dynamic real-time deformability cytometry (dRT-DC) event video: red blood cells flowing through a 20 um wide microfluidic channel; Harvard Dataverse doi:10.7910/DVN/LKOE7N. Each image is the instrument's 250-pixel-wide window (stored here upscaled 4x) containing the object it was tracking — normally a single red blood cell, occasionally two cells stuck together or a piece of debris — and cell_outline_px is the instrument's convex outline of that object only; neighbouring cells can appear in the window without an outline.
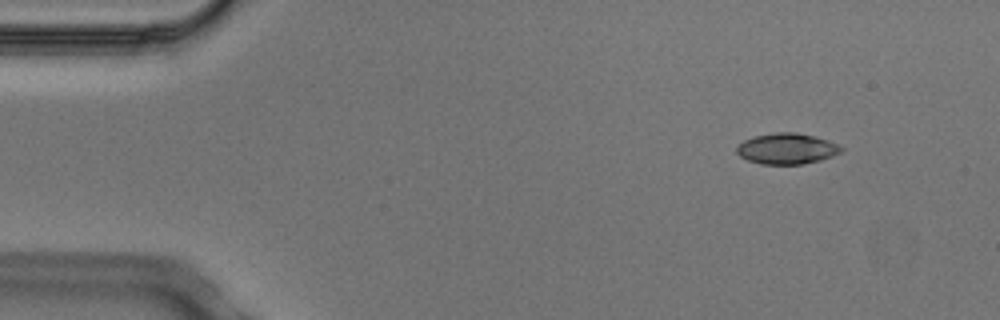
{"species": "Egyptian fruit bat (a non-hibernating species)", "species_latin": "Rousettus aegyptiacus", "temperature_condition": "cold", "stored_images_in_passage": 6, "camera_frame_rate_fps": 3000, "um_per_image_px": 0.085, "animal": {"sex": "male"}, "frame": {"image": 1, "passage_image": 2, "time_ms": 0.333, "image_size_px": [1000, 320], "cell_outline_px": [[844, 148], [840, 152], [832, 156], [820, 160], [800, 164], [760, 164], [748, 160], [740, 156], [736, 152], [736, 148], [744, 140], [756, 136], [776, 132], [796, 132], [816, 136], [828, 140]], "centroid_in_image_um": [66.88, 12.63], "position_along_channel_um": 18.1, "area_um2": 18.67}}
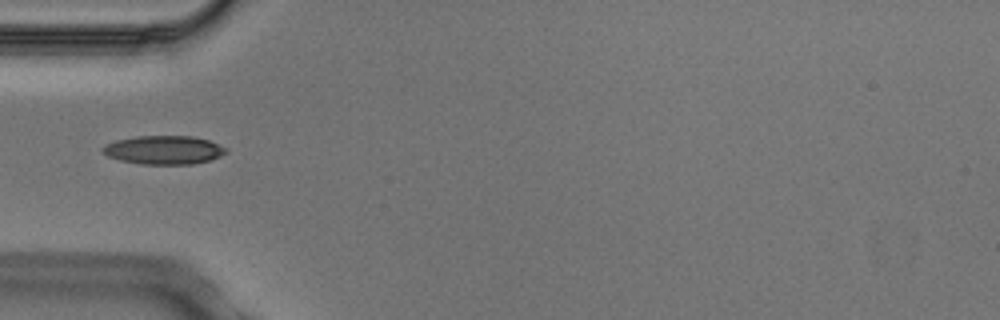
{"frame": {"image": 2, "passage_image": 5, "time_ms": 1.333, "image_size_px": [1000, 320], "cell_outline_px": [[228, 152], [220, 156], [208, 160], [192, 164], [140, 164], [120, 160], [108, 156], [100, 152], [100, 148], [104, 144], [116, 140], [136, 136], [192, 136], [208, 140], [228, 148]], "centroid_in_image_um": [13.89, 12.74], "position_along_channel_um": 71.1, "area_um2": 20.69}}
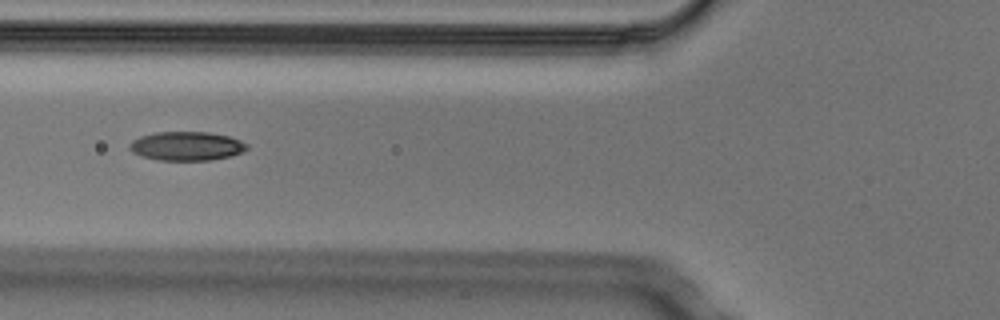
{"frame": {"image": 3, "passage_image": 6, "time_ms": 1.667, "image_size_px": [1000, 320], "cell_outline_px": [[248, 148], [244, 152], [232, 156], [212, 160], [156, 160], [140, 156], [132, 152], [128, 148], [128, 144], [132, 140], [140, 136], [156, 132], [208, 132], [228, 136], [240, 140], [248, 144]], "centroid_in_image_um": [15.85, 12.42], "position_along_channel_um": 109.9, "area_um2": 20.06}}